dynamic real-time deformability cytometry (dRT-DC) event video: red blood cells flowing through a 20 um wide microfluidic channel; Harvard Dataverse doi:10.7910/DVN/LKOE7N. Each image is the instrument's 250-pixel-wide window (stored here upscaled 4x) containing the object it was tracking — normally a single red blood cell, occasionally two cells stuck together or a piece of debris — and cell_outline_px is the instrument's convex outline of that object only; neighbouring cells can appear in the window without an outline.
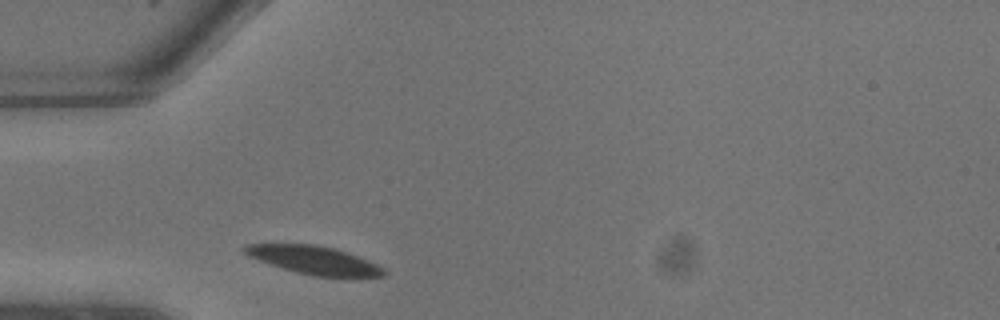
{"species": "common noctule bat (a hibernating species)", "species_latin": "Nyctalus noctula", "temperature_condition": "warm", "stored_images_in_passage": 1, "camera_frame_rate_fps": 3000, "um_per_image_px": 0.085, "animal": {"sex": "male", "body_mass_g": 13.3}, "frame": {"image": 1, "passage_image": 1, "time_ms": 0.0, "image_size_px": [1000, 320], "cell_outline_px": [[388, 272], [384, 276], [312, 276], [296, 272], [268, 264], [248, 256], [240, 252], [240, 248], [248, 244], [312, 244], [332, 248], [348, 252], [376, 264], [384, 268]], "centroid_in_image_um": [26.62, 22.1], "position_along_channel_um": 58.4, "area_um2": 22.77}}